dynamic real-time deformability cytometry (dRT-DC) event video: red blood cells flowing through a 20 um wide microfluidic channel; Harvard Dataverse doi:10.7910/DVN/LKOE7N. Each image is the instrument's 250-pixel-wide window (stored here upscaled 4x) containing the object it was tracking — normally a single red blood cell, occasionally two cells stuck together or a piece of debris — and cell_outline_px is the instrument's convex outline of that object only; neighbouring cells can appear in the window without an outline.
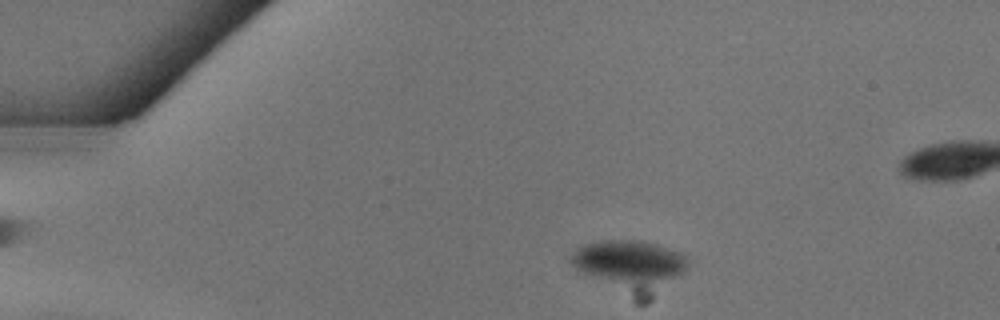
{"species": "common noctule bat (a hibernating species)", "species_latin": "Nyctalus noctula", "temperature_condition": "warm", "stored_images_in_passage": 4, "camera_frame_rate_fps": 3000, "um_per_image_px": 0.085, "animal": {"sex": "female"}, "frame": {"image": 1, "passage_image": 2, "time_ms": 0.333, "image_size_px": [1000, 320], "cell_outline_px": [[688, 260], [684, 272], [680, 276], [648, 300], [640, 304], [580, 272], [568, 260], [572, 252], [576, 248], [584, 244], [600, 240], [640, 240], [656, 244], [684, 252], [688, 256]], "centroid_in_image_um": [53.57, 22.63], "position_along_channel_um": 31.4, "area_um2": 35.89}}